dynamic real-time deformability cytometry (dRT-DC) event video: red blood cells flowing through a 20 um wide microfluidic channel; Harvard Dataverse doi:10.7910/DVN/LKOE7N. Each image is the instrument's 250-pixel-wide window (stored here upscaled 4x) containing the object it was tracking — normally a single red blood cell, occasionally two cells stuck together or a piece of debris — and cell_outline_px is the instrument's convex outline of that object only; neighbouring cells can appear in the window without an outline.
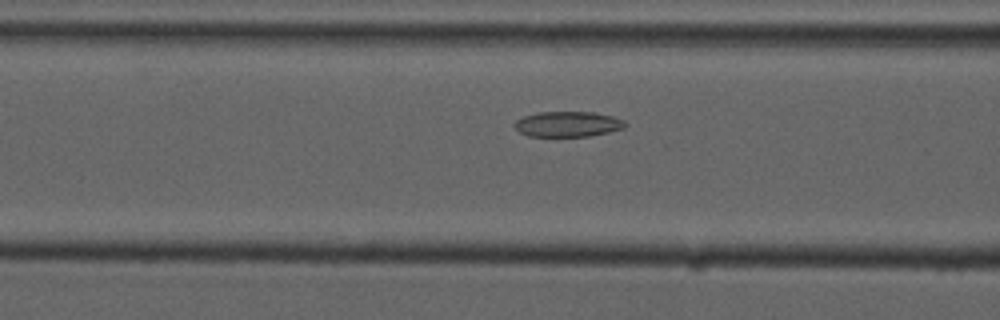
{"species": "common noctule bat (a hibernating species)", "species_latin": "Nyctalus noctula", "temperature_condition": "cold", "stored_images_in_passage": 54, "camera_frame_rate_fps": 3000, "um_per_image_px": 0.085, "animal": {"sex": "male", "forearm_length_mm": 52.5}, "frame": {"image": 1, "passage_image": 21, "time_ms": 6.667, "image_size_px": [1000, 320], "cell_outline_px": [[628, 124], [624, 128], [608, 132], [588, 136], [528, 136], [520, 132], [512, 124], [516, 120], [524, 116], [540, 112], [592, 112], [612, 116], [624, 120]], "centroid_in_image_um": [48.26, 10.55], "position_along_channel_um": 118.3, "area_um2": 16.3}}
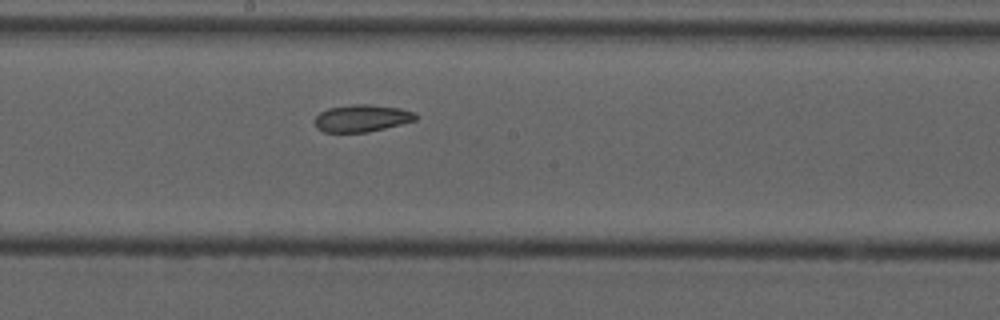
{"frame": {"image": 2, "passage_image": 29, "time_ms": 9.333, "image_size_px": [1000, 320], "cell_outline_px": [[420, 116], [416, 120], [368, 132], [324, 132], [316, 128], [316, 116], [320, 112], [328, 108], [352, 104], [368, 104], [400, 108], [416, 112]], "centroid_in_image_um": [30.79, 10.04], "position_along_channel_um": 217.4, "area_um2": 16.01}}
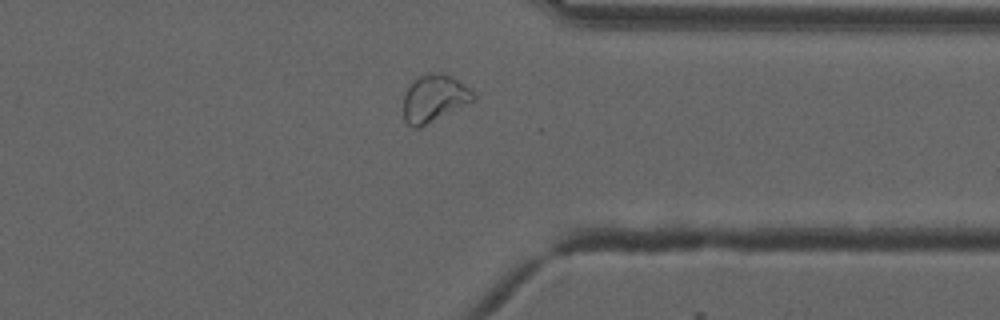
{"frame": {"image": 3, "passage_image": 42, "time_ms": 13.667, "image_size_px": [1000, 320], "cell_outline_px": [[476, 100], [420, 128], [412, 128], [404, 120], [404, 92], [420, 76], [440, 72], [452, 76], [464, 84], [476, 96]], "centroid_in_image_um": [36.92, 8.39], "position_along_channel_um": 374.5, "area_um2": 19.13}, "authors_computed_cell_mechanics": {"area_um2": 18.9584, "velocity_mm_per_s": 3.7175, "shape_relaxation_time_tau1_ms": null, "shape_relaxation_time_tau2_ms": 2.8355, "deformation_change_tau1": null, "deformation_change_tau2": 0.0735}}